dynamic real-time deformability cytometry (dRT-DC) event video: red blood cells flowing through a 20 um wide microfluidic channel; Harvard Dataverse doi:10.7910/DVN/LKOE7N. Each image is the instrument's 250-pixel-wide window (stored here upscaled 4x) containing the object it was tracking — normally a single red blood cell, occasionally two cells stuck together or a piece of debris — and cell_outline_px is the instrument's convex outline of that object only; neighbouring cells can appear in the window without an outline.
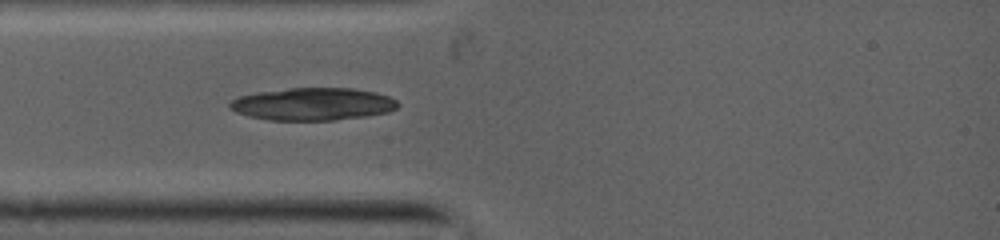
{"species": "common noctule bat (a hibernating species)", "species_latin": "Nyctalus noctula", "temperature_condition": "warm", "stored_images_in_passage": 15, "camera_frame_rate_fps": 5000, "um_per_image_px": 0.085, "animal": {"sex": "female", "body_mass_g": 19.0, "forearm_length_mm": 53.3}, "frame": {"image": 1, "passage_image": 1, "time_ms": 0.0, "image_size_px": [1000, 240], "cell_outline_px": [[396, 108], [388, 112], [364, 116], [336, 120], [268, 120], [236, 112], [228, 104], [232, 100], [240, 96], [256, 92], [292, 88], [352, 88], [376, 92], [388, 96], [396, 100]], "centroid_in_image_um": [26.59, 8.84], "position_along_channel_um": 58.4, "area_um2": 31.56}}
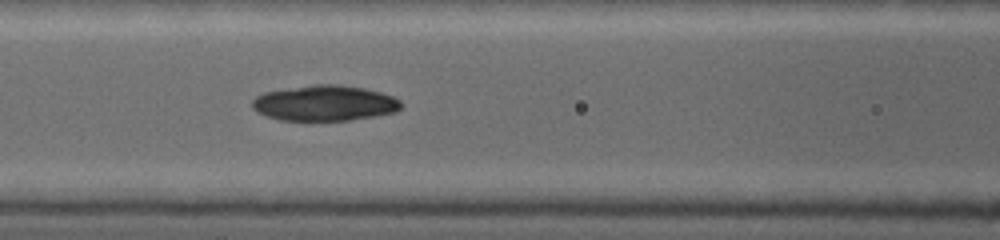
{"frame": {"image": 2, "passage_image": 10, "time_ms": 1.8, "image_size_px": [1000, 240], "cell_outline_px": [[400, 108], [396, 112], [348, 120], [280, 120], [268, 116], [252, 108], [252, 100], [256, 96], [264, 92], [320, 84], [336, 84], [364, 88], [380, 92], [392, 96], [400, 100]], "centroid_in_image_um": [27.6, 8.76], "position_along_channel_um": 139.0, "area_um2": 30.35}}
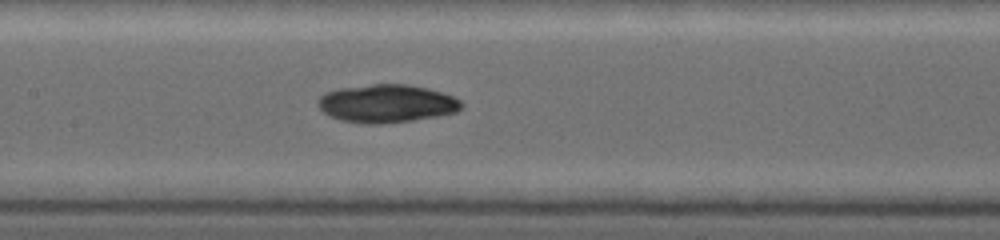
{"frame": {"image": 3, "passage_image": 15, "time_ms": 2.6, "image_size_px": [1000, 240], "cell_outline_px": [[460, 108], [456, 112], [412, 120], [372, 124], [344, 120], [332, 116], [324, 112], [320, 108], [320, 96], [328, 92], [344, 88], [372, 84], [400, 84], [424, 88], [440, 92], [452, 96], [460, 100]], "centroid_in_image_um": [32.88, 8.79], "position_along_channel_um": 174.5, "area_um2": 30.63}}